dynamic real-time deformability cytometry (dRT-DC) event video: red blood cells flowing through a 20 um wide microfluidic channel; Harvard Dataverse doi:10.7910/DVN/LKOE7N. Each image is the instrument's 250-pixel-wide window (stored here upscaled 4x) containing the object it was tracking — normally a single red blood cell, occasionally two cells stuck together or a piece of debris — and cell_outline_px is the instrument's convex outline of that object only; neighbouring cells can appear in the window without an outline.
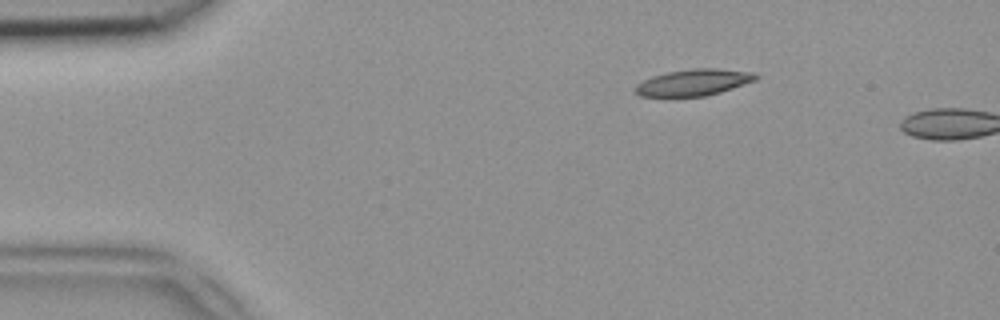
{"species": "common noctule bat (a hibernating species)", "species_latin": "Nyctalus noctula", "temperature_condition": "room temperature", "stored_images_in_passage": 3, "camera_frame_rate_fps": 3000, "um_per_image_px": 0.085, "animal": {"sex": "female", "body_mass_g": 18.4}, "frame": {"image": 1, "passage_image": 2, "time_ms": 0.333, "image_size_px": [1000, 320], "cell_outline_px": [[760, 76], [756, 80], [720, 92], [704, 96], [640, 96], [636, 92], [636, 84], [652, 76], [668, 72], [692, 68], [716, 68], [756, 72]], "centroid_in_image_um": [59.01, 6.99], "position_along_channel_um": 26.0, "area_um2": 18.5}}